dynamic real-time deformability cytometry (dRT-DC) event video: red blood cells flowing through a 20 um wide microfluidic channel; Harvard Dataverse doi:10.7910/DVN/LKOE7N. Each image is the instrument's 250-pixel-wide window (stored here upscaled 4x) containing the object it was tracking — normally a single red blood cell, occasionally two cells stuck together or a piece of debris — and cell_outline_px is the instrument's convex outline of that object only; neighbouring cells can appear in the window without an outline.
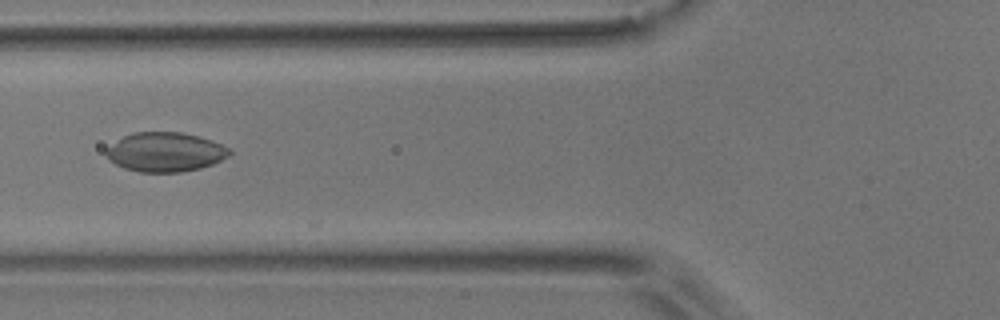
{"species": "common noctule bat (a hibernating species)", "species_latin": "Nyctalus noctula", "temperature_condition": "room temperature", "stored_images_in_passage": 55, "camera_frame_rate_fps": 3000, "um_per_image_px": 0.085, "animal": {"sex": "male", "body_mass_g": 17.9}, "frame": {"image": 1, "passage_image": 21, "time_ms": 6.667, "image_size_px": [1000, 320], "cell_outline_px": [[232, 152], [228, 156], [212, 164], [200, 168], [180, 172], [140, 172], [124, 168], [108, 160], [104, 152], [108, 148], [124, 136], [132, 132], [180, 132], [212, 140], [228, 148]], "centroid_in_image_um": [14.03, 12.93], "position_along_channel_um": 111.8, "area_um2": 28.03}}
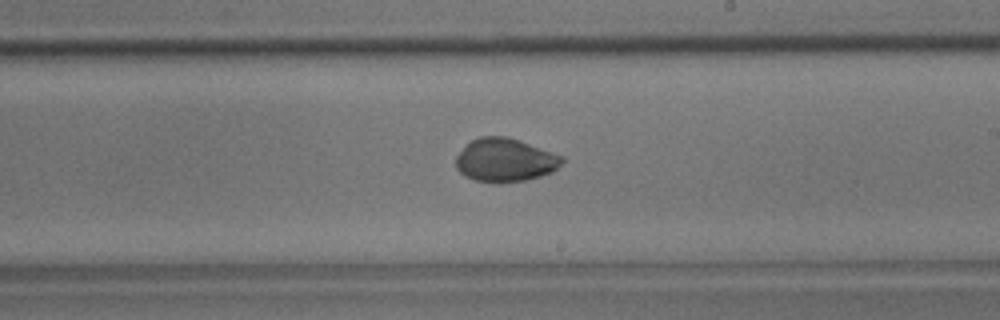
{"frame": {"image": 2, "passage_image": 32, "time_ms": 10.333, "image_size_px": [1000, 320], "cell_outline_px": [[564, 160], [552, 172], [540, 176], [524, 180], [476, 180], [464, 176], [456, 168], [456, 156], [472, 140], [480, 136], [508, 136], [564, 156]], "centroid_in_image_um": [42.94, 13.56], "position_along_channel_um": 246.1, "area_um2": 26.18}}
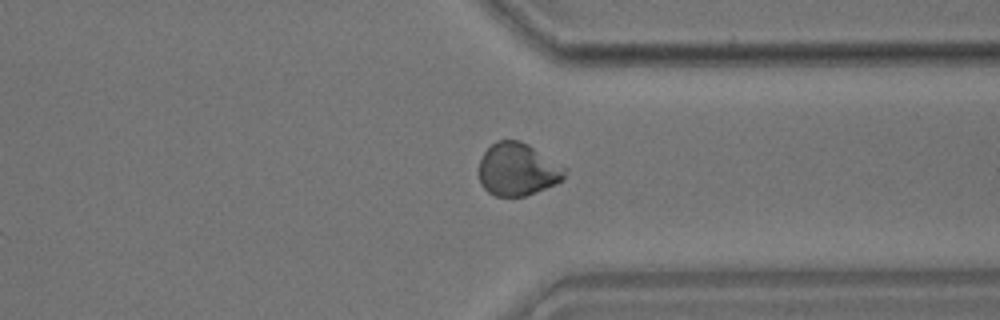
{"frame": {"image": 3, "passage_image": 42, "time_ms": 13.667, "image_size_px": [1000, 320], "cell_outline_px": [[568, 168], [564, 180], [556, 184], [524, 196], [496, 196], [488, 192], [480, 184], [480, 160], [484, 152], [496, 140], [520, 140], [528, 144]], "centroid_in_image_um": [44.03, 14.39], "position_along_channel_um": 367.4, "area_um2": 26.47}, "authors_computed_cell_mechanics": {"area_um2": 27.6284, "velocity_mm_per_s": 3.6607, "shape_relaxation_time_tau1_ms": null, "shape_relaxation_time_tau2_ms": 0.7899, "deformation_change_tau1": null, "deformation_change_tau2": 0.0293}}